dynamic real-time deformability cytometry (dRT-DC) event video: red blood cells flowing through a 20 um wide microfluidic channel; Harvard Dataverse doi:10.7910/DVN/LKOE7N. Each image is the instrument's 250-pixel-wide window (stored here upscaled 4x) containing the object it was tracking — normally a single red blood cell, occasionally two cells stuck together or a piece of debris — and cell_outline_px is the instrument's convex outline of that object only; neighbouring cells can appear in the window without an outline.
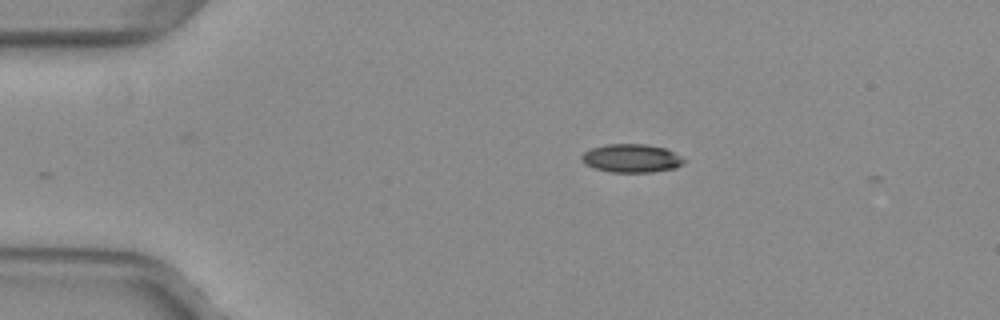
{"species": "common noctule bat (a hibernating species)", "species_latin": "Nyctalus noctula", "temperature_condition": "warm", "stored_images_in_passage": 3, "camera_frame_rate_fps": 3000, "um_per_image_px": 0.085, "animal": {"sex": "female", "body_mass_g": 29.2, "forearm_length_mm": 56.3}, "frame": {"image": 1, "passage_image": 1, "time_ms": 0.0, "image_size_px": [1000, 320], "cell_outline_px": [[684, 164], [676, 168], [652, 172], [612, 172], [596, 168], [584, 164], [580, 160], [580, 156], [584, 152], [592, 148], [604, 144], [644, 144], [664, 148], [680, 156], [684, 160]], "centroid_in_image_um": [53.64, 13.45], "position_along_channel_um": 31.4, "area_um2": 16.88}}